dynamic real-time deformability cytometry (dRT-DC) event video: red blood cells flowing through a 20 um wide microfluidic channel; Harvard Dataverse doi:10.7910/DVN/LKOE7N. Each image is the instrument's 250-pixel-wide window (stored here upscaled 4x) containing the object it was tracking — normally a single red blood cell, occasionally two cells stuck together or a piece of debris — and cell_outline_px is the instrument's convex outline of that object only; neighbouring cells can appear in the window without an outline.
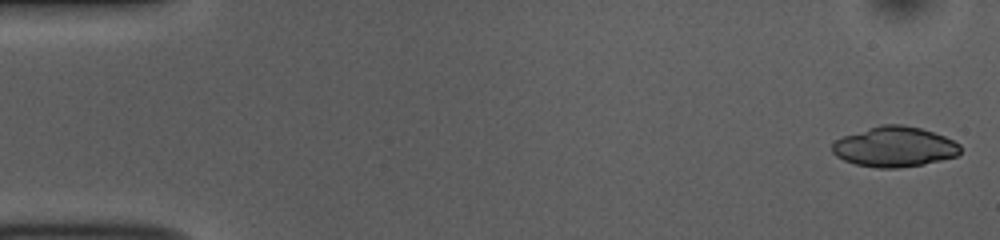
{"species": "common noctule bat (a hibernating species)", "species_latin": "Nyctalus noctula", "temperature_condition": "room temperature", "stored_images_in_passage": 51, "camera_frame_rate_fps": 3000, "um_per_image_px": 0.085, "animal": {"sex": "female", "body_mass_g": 10.0, "forearm_length_mm": 53.1}, "frame": {"image": 1, "passage_image": 1, "time_ms": 0.0, "image_size_px": [1000, 240], "cell_outline_px": [[960, 152], [956, 156], [924, 164], [896, 168], [876, 168], [856, 164], [844, 160], [836, 156], [832, 152], [832, 144], [836, 140], [844, 136], [880, 124], [904, 124], [920, 128], [944, 136], [960, 144]], "centroid_in_image_um": [76.02, 12.48], "position_along_channel_um": 9.0, "area_um2": 29.88}}